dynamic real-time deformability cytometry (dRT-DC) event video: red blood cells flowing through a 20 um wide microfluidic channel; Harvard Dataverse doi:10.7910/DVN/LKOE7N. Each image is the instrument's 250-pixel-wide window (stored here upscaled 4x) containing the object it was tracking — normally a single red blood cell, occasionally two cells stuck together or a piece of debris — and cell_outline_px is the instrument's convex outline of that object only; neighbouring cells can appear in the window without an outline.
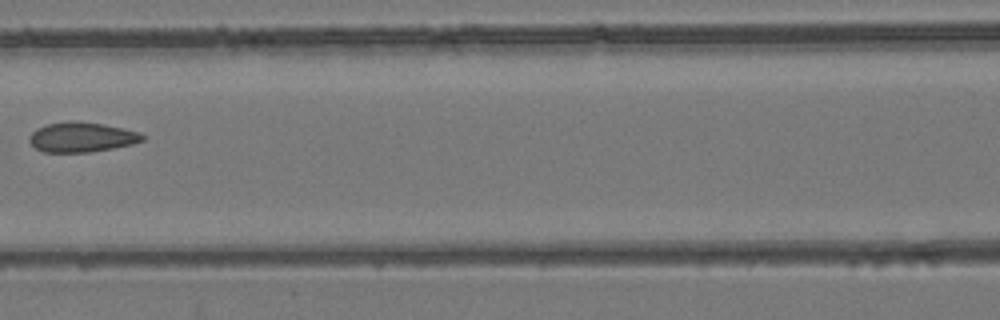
{"species": "common noctule bat (a hibernating species)", "species_latin": "Nyctalus noctula", "temperature_condition": "room temperature", "stored_images_in_passage": 9, "camera_frame_rate_fps": 3000, "um_per_image_px": 0.085, "animal": {"sex": "female", "body_mass_g": 24.6, "forearm_length_mm": 56.2}, "frame": {"image": 1, "passage_image": 8, "time_ms": 8.0, "image_size_px": [1000, 320], "cell_outline_px": [[144, 140], [132, 144], [112, 148], [88, 152], [44, 152], [36, 148], [28, 140], [28, 136], [36, 128], [48, 124], [104, 124], [124, 128], [140, 132], [144, 136]], "centroid_in_image_um": [6.96, 11.7], "position_along_channel_um": 159.6, "area_um2": 18.9}}
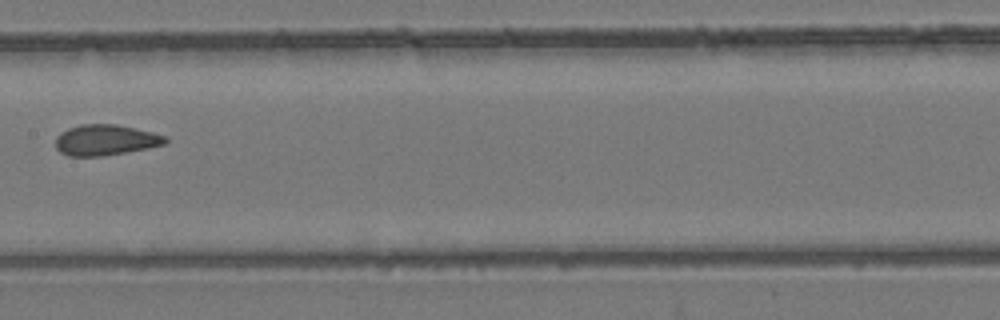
{"frame": {"image": 2, "passage_image": 9, "time_ms": 9.0, "image_size_px": [1000, 320], "cell_outline_px": [[168, 140], [164, 144], [148, 148], [104, 156], [68, 156], [60, 152], [56, 148], [56, 136], [60, 132], [68, 128], [80, 124], [116, 124], [152, 132], [168, 136]], "centroid_in_image_um": [8.96, 11.9], "position_along_channel_um": 198.4, "area_um2": 19.77}}